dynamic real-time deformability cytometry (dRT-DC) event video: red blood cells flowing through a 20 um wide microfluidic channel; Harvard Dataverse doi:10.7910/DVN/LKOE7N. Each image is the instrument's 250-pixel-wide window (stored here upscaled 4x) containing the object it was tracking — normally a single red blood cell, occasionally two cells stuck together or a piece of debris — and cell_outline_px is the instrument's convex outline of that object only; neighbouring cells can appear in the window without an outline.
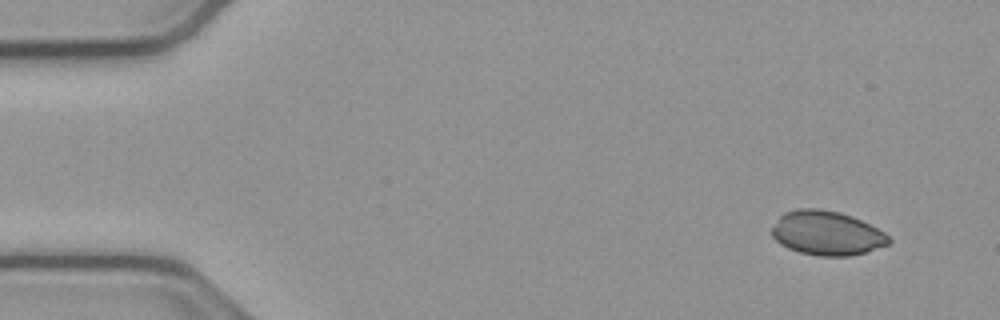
{"species": "common noctule bat (a hibernating species)", "species_latin": "Nyctalus noctula", "temperature_condition": "cold", "stored_images_in_passage": 51, "camera_frame_rate_fps": 3000, "um_per_image_px": 0.085, "animal": {"sex": "male", "body_mass_g": 23.1, "forearm_length_mm": 52.7}, "frame": {"image": 1, "passage_image": 1, "time_ms": 0.0, "image_size_px": [1000, 320], "cell_outline_px": [[892, 240], [888, 244], [864, 252], [848, 256], [816, 256], [800, 252], [788, 248], [780, 244], [772, 236], [772, 228], [780, 216], [784, 212], [796, 208], [820, 208], [840, 212], [852, 216], [884, 232]], "centroid_in_image_um": [70.25, 19.81], "position_along_channel_um": 14.8, "area_um2": 30.06}}